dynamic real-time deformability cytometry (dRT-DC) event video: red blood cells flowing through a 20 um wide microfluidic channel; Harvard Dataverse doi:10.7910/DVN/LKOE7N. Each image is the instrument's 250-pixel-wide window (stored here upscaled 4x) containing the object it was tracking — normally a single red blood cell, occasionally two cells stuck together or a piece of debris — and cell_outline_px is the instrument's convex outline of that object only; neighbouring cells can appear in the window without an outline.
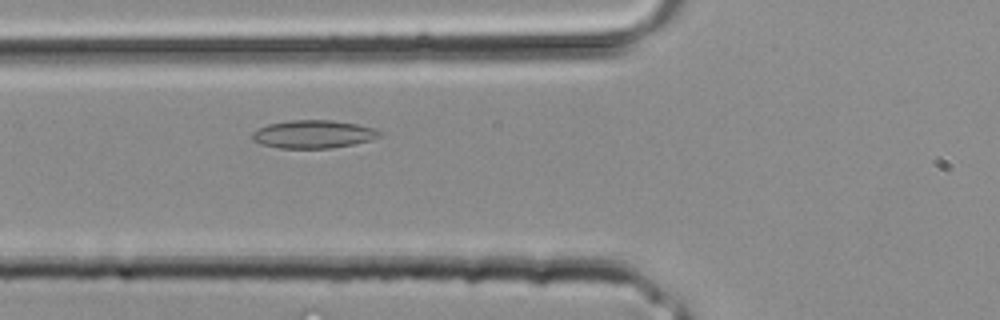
{"species": "common noctule bat (a hibernating species)", "species_latin": "Nyctalus noctula", "temperature_condition": "room temperature", "stored_images_in_passage": 23, "camera_frame_rate_fps": 3000, "um_per_image_px": 0.085, "animal": {"sex": "male", "body_mass_g": 20.4}, "frame": {"image": 1, "passage_image": 6, "time_ms": 1.667, "image_size_px": [1000, 320], "cell_outline_px": [[384, 132], [380, 136], [372, 140], [332, 148], [280, 148], [260, 144], [252, 140], [252, 132], [268, 124], [292, 120], [332, 120], [356, 124], [376, 128]], "centroid_in_image_um": [26.66, 11.41], "position_along_channel_um": 99.1, "area_um2": 20.87}}
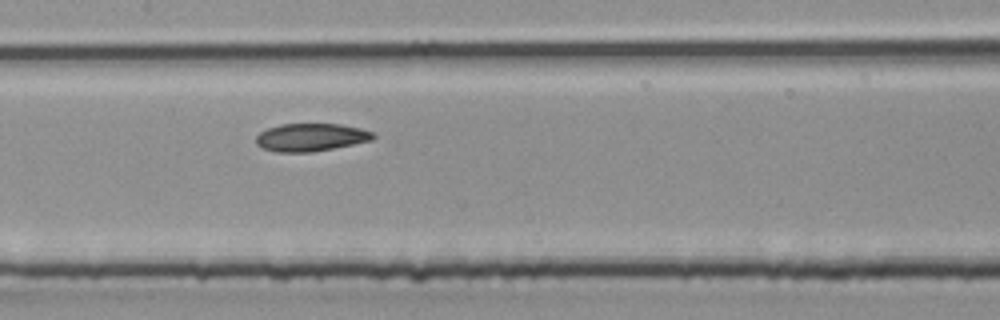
{"frame": {"image": 2, "passage_image": 10, "time_ms": 3.0, "image_size_px": [1000, 320], "cell_outline_px": [[376, 136], [372, 140], [312, 152], [276, 152], [264, 148], [256, 144], [256, 136], [260, 132], [268, 128], [280, 124], [340, 124], [360, 128], [372, 132]], "centroid_in_image_um": [26.41, 11.67], "position_along_channel_um": 181.0, "area_um2": 18.84}}
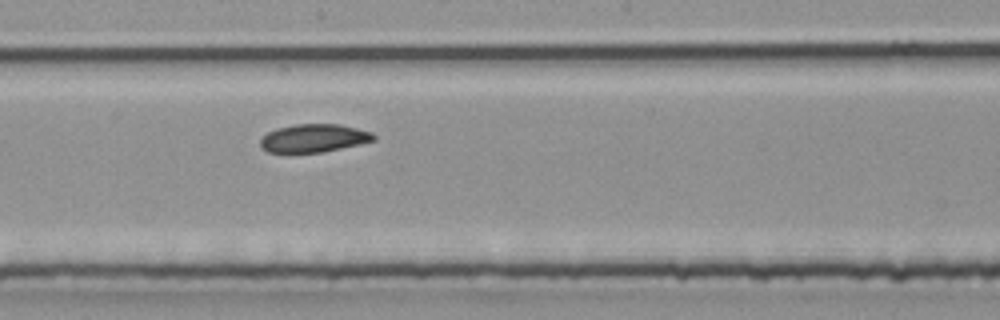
{"frame": {"image": 3, "passage_image": 12, "time_ms": 3.667, "image_size_px": [1000, 320], "cell_outline_px": [[376, 140], [360, 144], [320, 152], [268, 152], [260, 144], [260, 140], [268, 132], [276, 128], [296, 124], [340, 124], [372, 132], [376, 136]], "centroid_in_image_um": [26.7, 11.73], "position_along_channel_um": 221.5, "area_um2": 18.38}}